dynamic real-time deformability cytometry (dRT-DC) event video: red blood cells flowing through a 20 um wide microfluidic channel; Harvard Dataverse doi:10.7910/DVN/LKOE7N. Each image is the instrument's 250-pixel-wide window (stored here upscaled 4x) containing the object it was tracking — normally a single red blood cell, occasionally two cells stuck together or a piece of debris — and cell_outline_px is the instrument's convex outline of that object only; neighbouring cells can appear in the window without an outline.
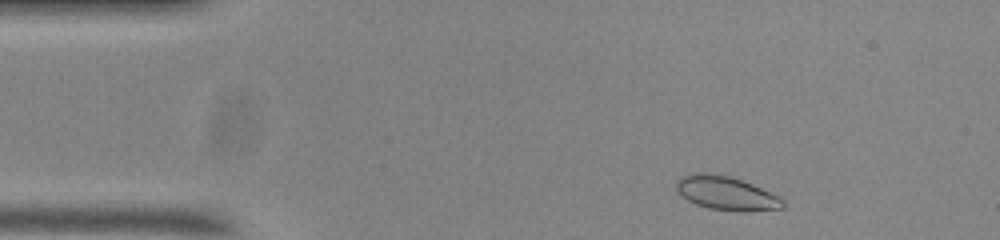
{"species": "common noctule bat (a hibernating species)", "species_latin": "Nyctalus noctula", "temperature_condition": "room temperature", "stored_images_in_passage": 50, "camera_frame_rate_fps": 3000, "um_per_image_px": 0.085, "animal": {"sex": "male", "body_mass_g": 20.0, "forearm_length_mm": 53.3}, "frame": {"image": 1, "passage_image": 3, "time_ms": 0.667, "image_size_px": [1000, 240], "cell_outline_px": [[784, 208], [708, 208], [696, 204], [680, 196], [676, 188], [676, 180], [684, 176], [696, 172], [704, 172], [728, 176], [752, 184], [780, 196], [784, 200]], "centroid_in_image_um": [61.64, 16.36], "position_along_channel_um": 23.4, "area_um2": 19.88}}
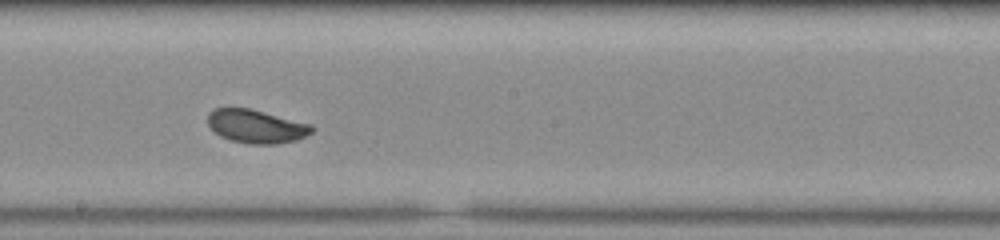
{"frame": {"image": 2, "passage_image": 25, "time_ms": 8.0, "image_size_px": [1000, 240], "cell_outline_px": [[316, 128], [312, 132], [296, 140], [276, 144], [248, 144], [232, 140], [220, 136], [208, 124], [208, 112], [216, 108], [248, 108], [312, 124]], "centroid_in_image_um": [21.8, 10.74], "position_along_channel_um": 226.4, "area_um2": 20.17}}
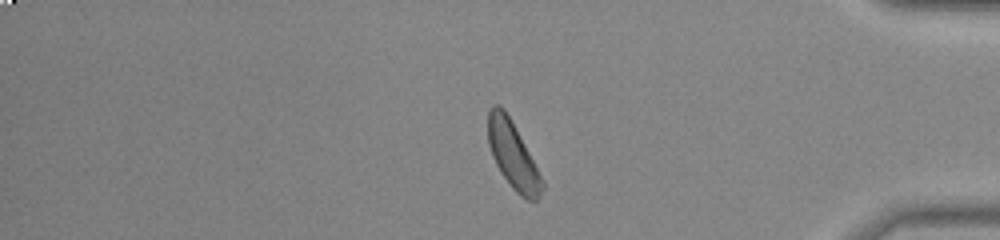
{"frame": {"image": 3, "passage_image": 41, "time_ms": 13.333, "image_size_px": [1000, 240], "cell_outline_px": [[544, 188], [540, 196], [536, 200], [528, 200], [520, 196], [512, 188], [500, 172], [492, 156], [488, 144], [488, 112], [492, 104], [500, 104], [504, 108], [544, 180]], "centroid_in_image_um": [43.59, 13.21], "position_along_channel_um": 391.6, "area_um2": 20.98}, "authors_computed_cell_mechanics": {"area_um2": 20.7502, "velocity_mm_per_s": 3.6778, "shape_relaxation_time_tau1_ms": 5.4375, "shape_relaxation_time_tau2_ms": null, "deformation_change_tau1": 0.1327, "deformation_change_tau2": null}}